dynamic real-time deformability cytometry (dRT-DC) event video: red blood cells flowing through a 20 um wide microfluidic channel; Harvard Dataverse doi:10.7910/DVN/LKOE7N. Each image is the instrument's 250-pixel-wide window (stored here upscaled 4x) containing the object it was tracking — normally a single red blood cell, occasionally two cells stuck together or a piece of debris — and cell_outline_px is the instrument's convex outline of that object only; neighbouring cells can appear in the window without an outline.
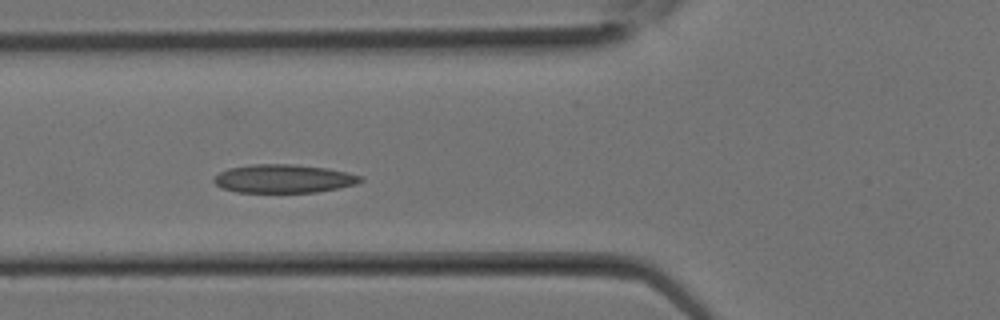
{"species": "Egyptian fruit bat (a non-hibernating species)", "species_latin": "Rousettus aegyptiacus", "temperature_condition": "room temperature", "stored_images_in_passage": 25, "camera_frame_rate_fps": 3000, "um_per_image_px": 0.085, "animal": {"sex": "female"}, "frame": {"image": 1, "passage_image": 7, "time_ms": 2.0, "image_size_px": [1000, 320], "cell_outline_px": [[364, 180], [356, 184], [316, 192], [236, 192], [224, 188], [216, 184], [212, 180], [220, 172], [228, 168], [252, 164], [292, 164], [324, 168], [348, 172], [364, 176]], "centroid_in_image_um": [24.12, 15.18], "position_along_channel_um": 101.7, "area_um2": 24.16}}
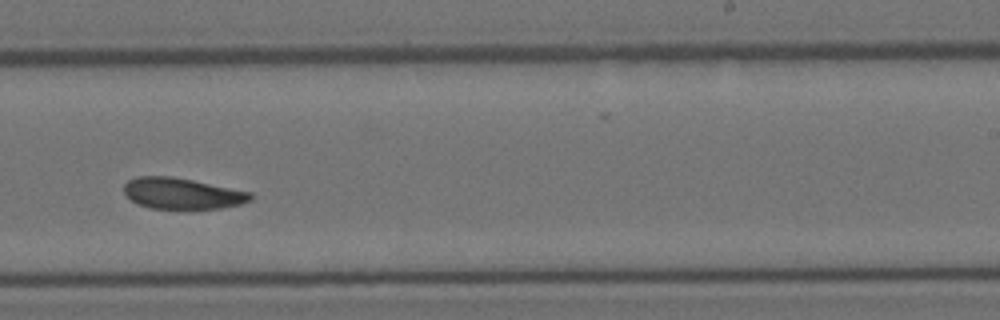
{"frame": {"image": 2, "passage_image": 14, "time_ms": 4.333, "image_size_px": [1000, 320], "cell_outline_px": [[252, 200], [240, 204], [220, 208], [152, 208], [140, 204], [132, 200], [124, 192], [124, 184], [128, 180], [136, 176], [172, 176], [252, 192]], "centroid_in_image_um": [15.49, 16.43], "position_along_channel_um": 273.5, "area_um2": 22.66}}
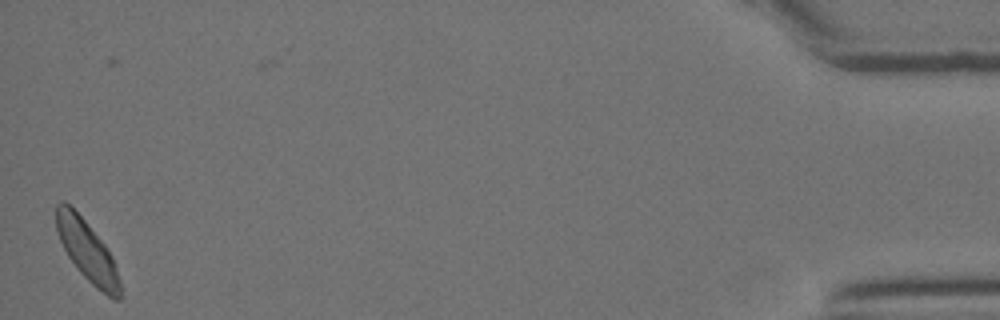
{"frame": {"image": 3, "passage_image": 24, "time_ms": 7.667, "image_size_px": [1000, 320], "cell_outline_px": [[120, 300], [112, 300], [96, 288], [76, 268], [68, 256], [60, 240], [56, 228], [56, 204], [60, 200], [64, 200], [84, 220], [108, 248], [112, 256], [120, 280]], "centroid_in_image_um": [7.42, 21.35], "position_along_channel_um": 427.8, "area_um2": 22.43}}